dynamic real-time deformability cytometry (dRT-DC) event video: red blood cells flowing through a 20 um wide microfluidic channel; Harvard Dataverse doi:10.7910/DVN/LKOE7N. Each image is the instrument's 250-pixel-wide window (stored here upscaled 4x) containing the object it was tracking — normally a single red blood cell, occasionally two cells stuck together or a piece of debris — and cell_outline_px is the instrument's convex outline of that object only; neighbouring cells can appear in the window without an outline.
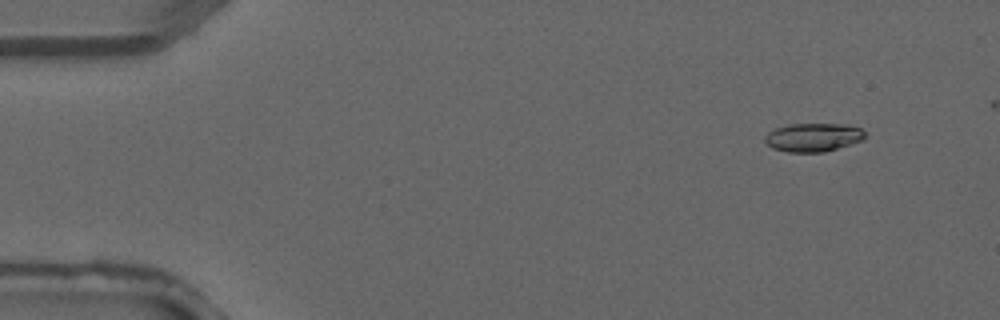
{"species": "common noctule bat (a hibernating species)", "species_latin": "Nyctalus noctula", "temperature_condition": "warm", "stored_images_in_passage": 4, "camera_frame_rate_fps": 3000, "um_per_image_px": 0.085, "animal": {"sex": "male", "forearm_length_mm": 52.5}, "frame": {"image": 1, "passage_image": 1, "time_ms": 0.0, "image_size_px": [1000, 320], "cell_outline_px": [[864, 140], [824, 152], [788, 152], [772, 148], [764, 140], [764, 136], [768, 132], [776, 128], [788, 124], [848, 124], [860, 128], [864, 132]], "centroid_in_image_um": [69.12, 11.67], "position_along_channel_um": 15.9, "area_um2": 16.65}}